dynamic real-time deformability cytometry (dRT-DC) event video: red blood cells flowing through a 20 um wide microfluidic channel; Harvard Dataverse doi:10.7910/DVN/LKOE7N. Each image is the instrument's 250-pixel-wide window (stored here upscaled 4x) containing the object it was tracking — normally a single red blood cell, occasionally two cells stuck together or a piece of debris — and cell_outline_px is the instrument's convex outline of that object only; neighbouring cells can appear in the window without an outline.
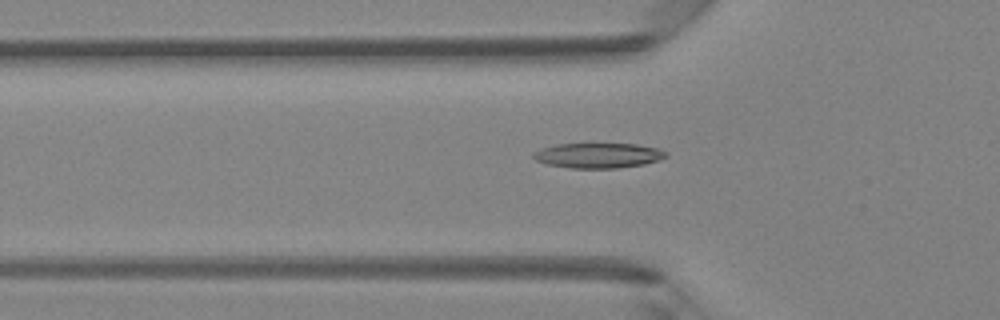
{"species": "Egyptian fruit bat (a non-hibernating species)", "species_latin": "Rousettus aegyptiacus", "temperature_condition": "room temperature", "stored_images_in_passage": 44, "camera_frame_rate_fps": 3000, "um_per_image_px": 0.085, "animal": {"sex": "female"}, "frame": {"image": 1, "passage_image": 12, "time_ms": 3.667, "image_size_px": [1000, 320], "cell_outline_px": [[668, 156], [660, 160], [644, 164], [620, 168], [572, 168], [548, 164], [536, 160], [532, 156], [532, 152], [540, 148], [556, 144], [636, 144], [656, 148], [668, 152]], "centroid_in_image_um": [50.85, 13.21], "position_along_channel_um": 74.9, "area_um2": 19.42}}
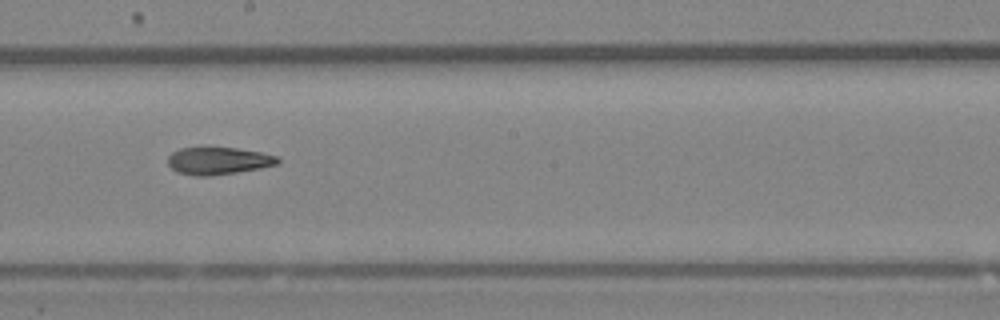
{"frame": {"image": 2, "passage_image": 23, "time_ms": 7.333, "image_size_px": [1000, 320], "cell_outline_px": [[280, 160], [276, 164], [260, 168], [236, 172], [208, 176], [196, 176], [176, 172], [168, 164], [168, 156], [172, 152], [180, 148], [236, 148], [260, 152], [280, 156]], "centroid_in_image_um": [18.55, 13.67], "position_along_channel_um": 229.6, "area_um2": 17.4}}
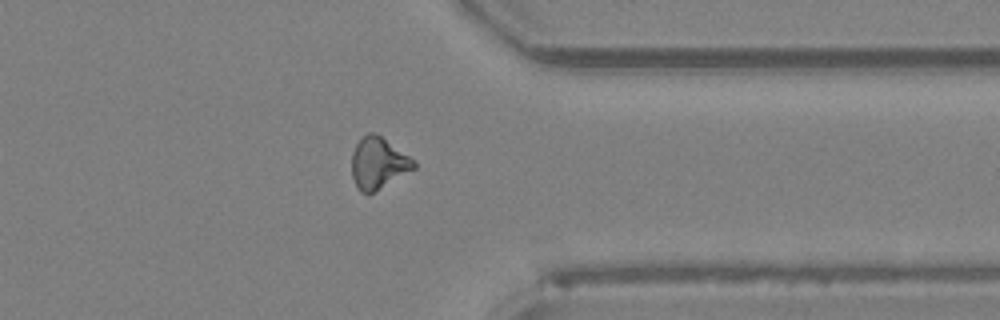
{"frame": {"image": 3, "passage_image": 34, "time_ms": 11.0, "image_size_px": [1000, 320], "cell_outline_px": [[416, 168], [368, 196], [360, 192], [356, 188], [352, 176], [352, 152], [356, 144], [368, 132], [372, 132], [380, 136], [416, 160]], "centroid_in_image_um": [32.15, 13.91], "position_along_channel_um": 379.2, "area_um2": 18.79}, "authors_computed_cell_mechanics": {"area_um2": 18.1492, "velocity_mm_per_s": 4.2248, "shape_relaxation_time_tau1_ms": 7.2023, "shape_relaxation_time_tau2_ms": 8.1714, "deformation_change_tau1": 0.192, "deformation_change_tau2": 0.185}}